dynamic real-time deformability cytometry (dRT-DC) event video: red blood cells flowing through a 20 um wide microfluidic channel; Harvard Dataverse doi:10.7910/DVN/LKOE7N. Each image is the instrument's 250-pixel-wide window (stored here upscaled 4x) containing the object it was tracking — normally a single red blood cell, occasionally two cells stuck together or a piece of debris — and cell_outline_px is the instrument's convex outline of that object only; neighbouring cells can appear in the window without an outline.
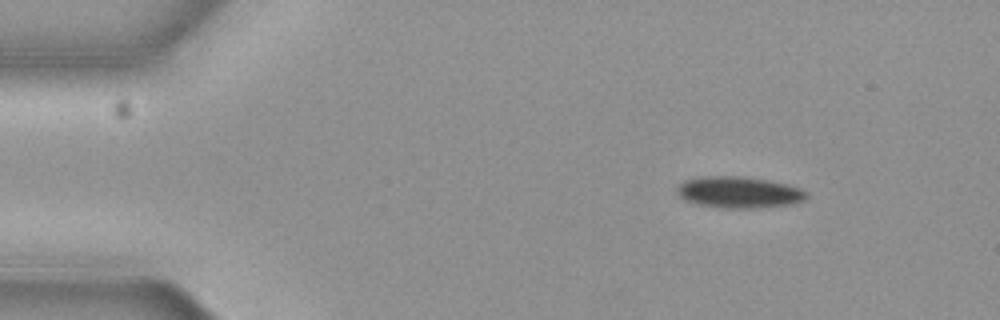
{"species": "common noctule bat (a hibernating species)", "species_latin": "Nyctalus noctula", "temperature_condition": "cold", "stored_images_in_passage": 5, "camera_frame_rate_fps": 3000, "um_per_image_px": 0.085, "animal": {"sex": "female", "body_mass_g": 19.3, "forearm_length_mm": 54.1}, "frame": {"image": 1, "passage_image": 1, "time_ms": 0.0, "image_size_px": [1000, 320], "cell_outline_px": [[808, 196], [804, 200], [792, 204], [756, 208], [728, 208], [700, 204], [684, 200], [676, 192], [676, 188], [684, 180], [704, 176], [736, 176], [764, 180], [784, 184], [800, 188], [808, 192]], "centroid_in_image_um": [62.8, 16.35], "position_along_channel_um": 22.2, "area_um2": 23.41}}
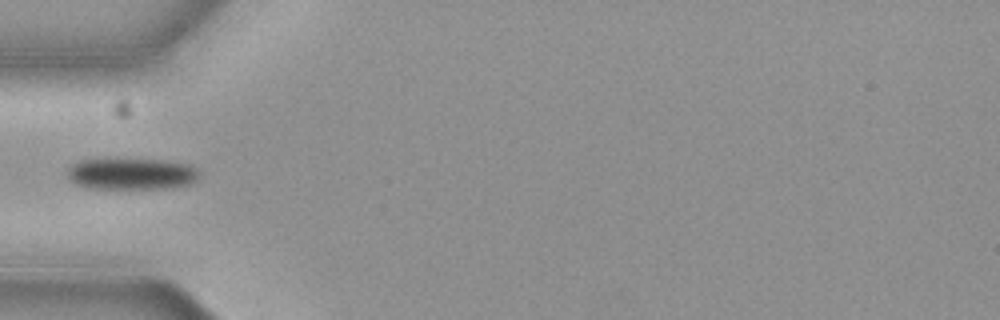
{"frame": {"image": 2, "passage_image": 4, "time_ms": 1.0, "image_size_px": [1000, 320], "cell_outline_px": [[200, 176], [192, 184], [172, 188], [92, 188], [76, 184], [68, 176], [68, 168], [72, 164], [80, 160], [160, 160], [192, 164], [200, 172]], "centroid_in_image_um": [11.26, 14.78], "position_along_channel_um": 73.7, "area_um2": 24.04}}
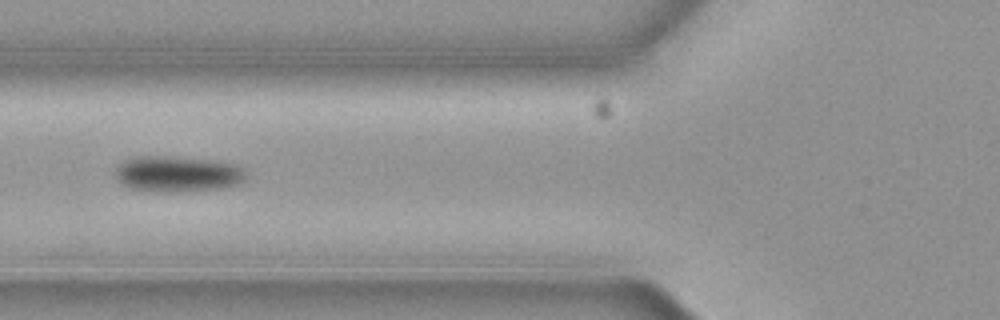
{"frame": {"image": 3, "passage_image": 5, "time_ms": 1.333, "image_size_px": [1000, 320], "cell_outline_px": [[244, 180], [236, 184], [224, 188], [168, 192], [156, 192], [132, 188], [120, 184], [116, 180], [116, 168], [124, 160], [136, 156], [172, 156], [212, 160], [236, 164], [244, 172]], "centroid_in_image_um": [15.04, 14.78], "position_along_channel_um": 110.8, "area_um2": 27.28}}